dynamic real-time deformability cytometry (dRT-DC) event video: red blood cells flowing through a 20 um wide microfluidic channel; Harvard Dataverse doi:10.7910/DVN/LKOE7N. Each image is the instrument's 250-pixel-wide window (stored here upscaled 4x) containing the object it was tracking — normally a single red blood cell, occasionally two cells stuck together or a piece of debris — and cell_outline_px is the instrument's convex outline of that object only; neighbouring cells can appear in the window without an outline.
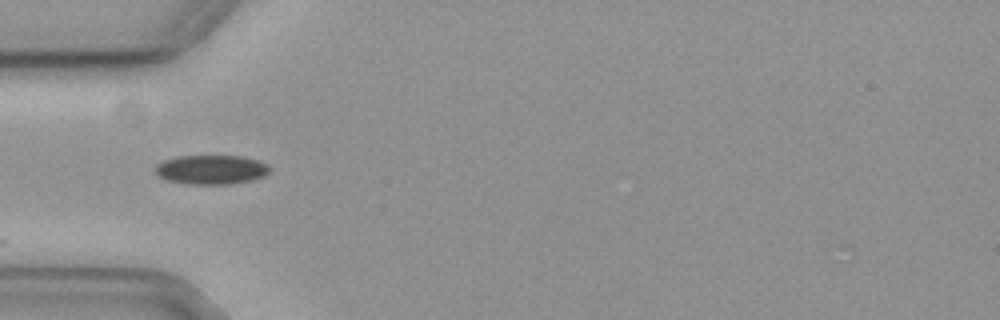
{"species": "common noctule bat (a hibernating species)", "species_latin": "Nyctalus noctula", "temperature_condition": "cold", "stored_images_in_passage": 3, "camera_frame_rate_fps": 3000, "um_per_image_px": 0.085, "animal": {"sex": "female", "body_mass_g": 19.3, "forearm_length_mm": 54.1}, "frame": {"image": 1, "passage_image": 1, "time_ms": 0.0, "image_size_px": [1000, 320], "cell_outline_px": [[272, 168], [264, 176], [252, 180], [232, 184], [188, 184], [168, 180], [156, 176], [156, 164], [164, 160], [180, 156], [240, 156], [256, 160], [268, 164]], "centroid_in_image_um": [17.96, 14.42], "position_along_channel_um": 67.0, "area_um2": 19.54}}